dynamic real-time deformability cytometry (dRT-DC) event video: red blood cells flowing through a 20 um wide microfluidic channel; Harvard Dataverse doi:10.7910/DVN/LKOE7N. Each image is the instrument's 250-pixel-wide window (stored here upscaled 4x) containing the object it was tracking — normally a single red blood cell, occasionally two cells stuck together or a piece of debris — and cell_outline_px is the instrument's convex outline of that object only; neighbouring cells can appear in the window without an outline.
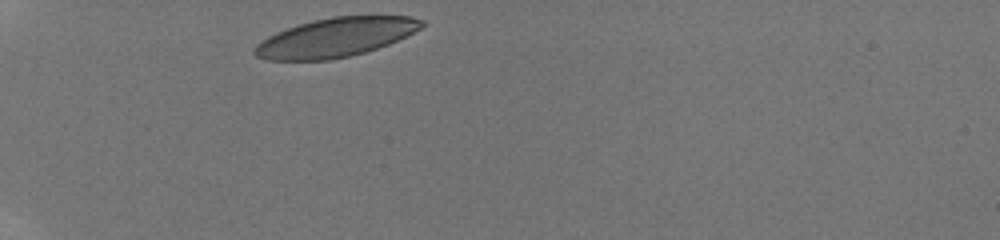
{"species": "human", "species_latin": "Homo sapiens", "temperature_condition": "room temperature", "stored_images_in_passage": 15, "camera_frame_rate_fps": 3000, "um_per_image_px": 0.085, "donor": {"sex": "male"}, "frame": {"image": 1, "passage_image": 1, "time_ms": 0.0, "image_size_px": [1000, 240], "cell_outline_px": [[424, 24], [420, 28], [388, 44], [364, 52], [348, 56], [328, 60], [264, 60], [256, 56], [252, 52], [252, 48], [256, 44], [268, 36], [276, 32], [312, 20], [332, 16], [408, 16], [424, 20]], "centroid_in_image_um": [28.46, 3.18], "position_along_channel_um": 56.5, "area_um2": 37.69}}
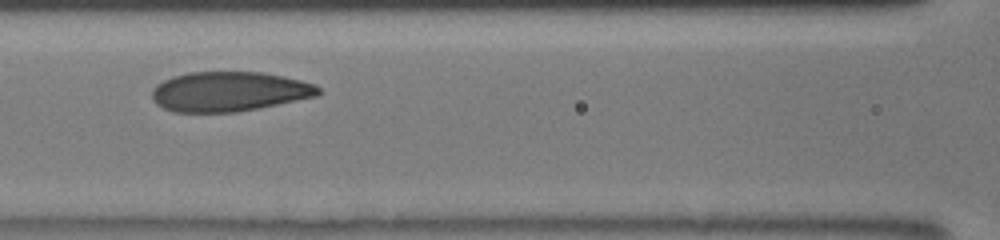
{"frame": {"image": 2, "passage_image": 10, "time_ms": 3.0, "image_size_px": [1000, 240], "cell_outline_px": [[320, 96], [260, 108], [236, 112], [172, 112], [156, 104], [152, 100], [152, 88], [156, 84], [172, 76], [188, 72], [264, 72], [284, 76], [316, 84], [320, 88]], "centroid_in_image_um": [19.49, 7.78], "position_along_channel_um": 147.1, "area_um2": 39.02}}
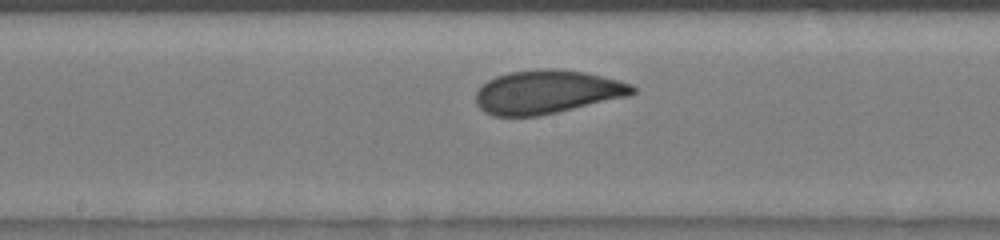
{"frame": {"image": 3, "passage_image": 14, "time_ms": 4.333, "image_size_px": [1000, 240], "cell_outline_px": [[636, 92], [628, 96], [540, 116], [492, 116], [484, 112], [476, 104], [476, 92], [488, 80], [496, 76], [508, 72], [584, 72], [620, 80], [632, 84], [636, 88]], "centroid_in_image_um": [46.49, 7.87], "position_along_channel_um": 201.7, "area_um2": 38.61}}